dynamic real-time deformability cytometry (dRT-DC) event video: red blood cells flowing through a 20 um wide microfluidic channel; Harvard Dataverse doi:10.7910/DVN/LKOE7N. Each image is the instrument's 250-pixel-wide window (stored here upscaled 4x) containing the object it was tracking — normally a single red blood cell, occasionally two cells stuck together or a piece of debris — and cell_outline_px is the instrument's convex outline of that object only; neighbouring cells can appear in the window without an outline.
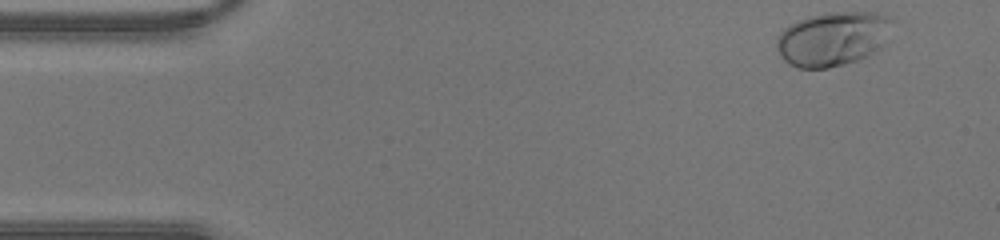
{"species": "human", "species_latin": "Homo sapiens", "temperature_condition": "warm", "stored_images_in_passage": 41, "camera_frame_rate_fps": 3000, "um_per_image_px": 0.085, "donor": {"sex": "male"}, "frame": {"image": 1, "passage_image": 1, "time_ms": 0.0, "image_size_px": [1000, 240], "cell_outline_px": [[896, 20], [884, 48], [860, 60], [828, 68], [796, 68], [788, 64], [780, 56], [776, 48], [776, 36], [784, 28], [796, 20], [808, 16], [824, 12], [880, 12], [892, 16]], "centroid_in_image_um": [70.86, 3.28], "position_along_channel_um": 14.1, "area_um2": 37.92}}
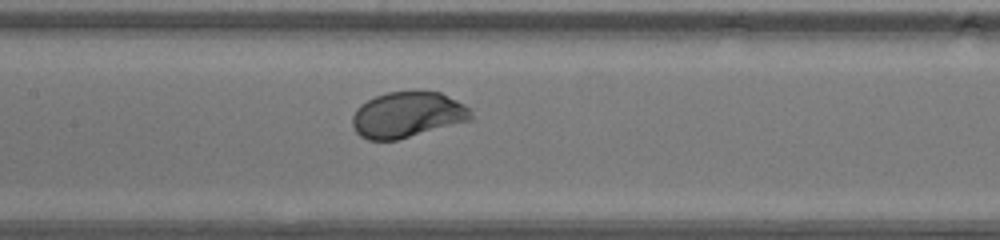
{"frame": {"image": 2, "passage_image": 18, "time_ms": 5.667, "image_size_px": [1000, 240], "cell_outline_px": [[472, 120], [396, 140], [368, 140], [360, 136], [356, 132], [352, 124], [352, 116], [356, 108], [360, 104], [376, 96], [388, 92], [440, 92], [472, 108]], "centroid_in_image_um": [34.63, 9.76], "position_along_channel_um": 172.8, "area_um2": 31.56}}
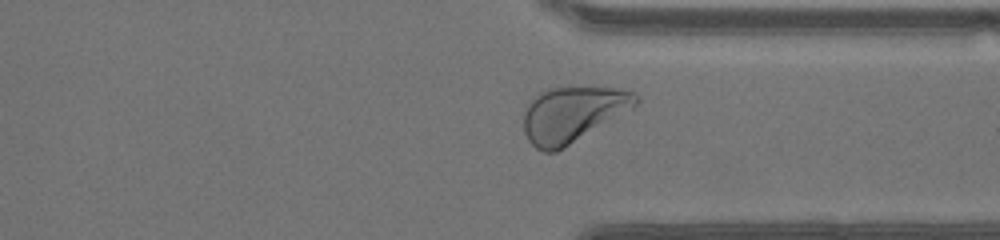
{"frame": {"image": 3, "passage_image": 30, "time_ms": 9.667, "image_size_px": [1000, 240], "cell_outline_px": [[640, 100], [632, 108], [564, 148], [556, 152], [544, 152], [536, 148], [528, 140], [524, 132], [524, 104], [540, 92], [548, 88], [616, 88], [636, 92], [640, 96]], "centroid_in_image_um": [48.64, 9.71], "position_along_channel_um": 362.8, "area_um2": 36.18}}